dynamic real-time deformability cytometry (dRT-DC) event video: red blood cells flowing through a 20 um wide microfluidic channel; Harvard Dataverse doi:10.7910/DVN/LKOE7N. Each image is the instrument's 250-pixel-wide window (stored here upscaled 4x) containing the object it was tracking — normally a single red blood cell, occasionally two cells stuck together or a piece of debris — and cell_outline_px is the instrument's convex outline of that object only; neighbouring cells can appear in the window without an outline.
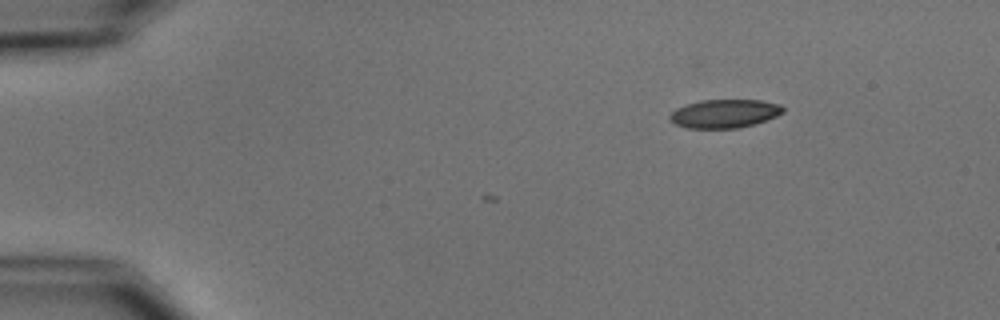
{"species": "common noctule bat (a hibernating species)", "species_latin": "Nyctalus noctula", "temperature_condition": "cold", "stored_images_in_passage": 3, "camera_frame_rate_fps": 3000, "um_per_image_px": 0.085, "animal": {"sex": "male", "body_mass_g": 15.6}, "frame": {"image": 1, "passage_image": 3, "time_ms": 2.333, "image_size_px": [1000, 320], "cell_outline_px": [[784, 112], [776, 116], [740, 128], [688, 128], [676, 124], [668, 116], [676, 108], [684, 104], [700, 100], [760, 100], [780, 104], [784, 108]], "centroid_in_image_um": [61.57, 9.64], "position_along_channel_um": 23.4, "area_um2": 18.73}}